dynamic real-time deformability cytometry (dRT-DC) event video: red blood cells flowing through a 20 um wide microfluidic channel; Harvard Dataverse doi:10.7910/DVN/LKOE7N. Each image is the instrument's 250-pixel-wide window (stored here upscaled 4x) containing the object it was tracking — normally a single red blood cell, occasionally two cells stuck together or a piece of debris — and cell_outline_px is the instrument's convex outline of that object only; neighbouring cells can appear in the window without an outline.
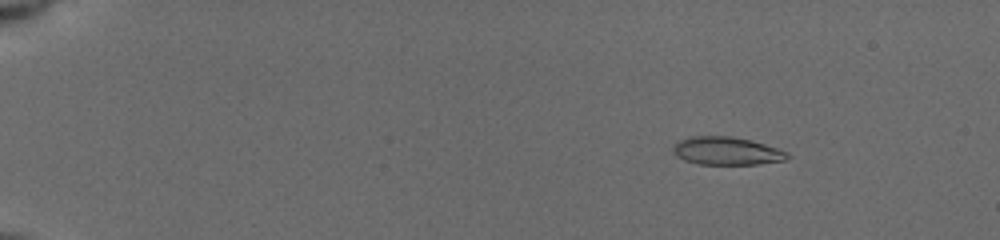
{"species": "common noctule bat (a hibernating species)", "species_latin": "Nyctalus noctula", "temperature_condition": "cold", "stored_images_in_passage": 50, "camera_frame_rate_fps": 3000, "um_per_image_px": 0.085, "animal": {"sex": "female", "body_mass_g": 19.5, "forearm_length_mm": 54.1}, "frame": {"image": 1, "passage_image": 4, "time_ms": 1.0, "image_size_px": [1000, 240], "cell_outline_px": [[792, 156], [784, 160], [756, 164], [700, 164], [684, 160], [676, 156], [672, 152], [672, 148], [680, 140], [688, 136], [732, 136], [752, 140], [788, 152]], "centroid_in_image_um": [61.75, 12.82], "position_along_channel_um": 23.2, "area_um2": 18.67}}
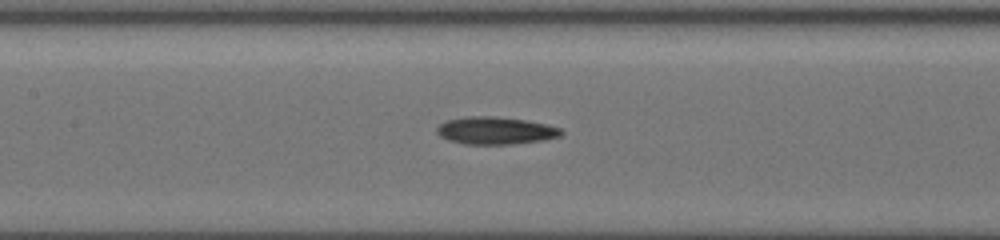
{"frame": {"image": 2, "passage_image": 24, "time_ms": 7.667, "image_size_px": [1000, 240], "cell_outline_px": [[564, 132], [560, 136], [544, 140], [516, 144], [464, 144], [448, 140], [440, 136], [436, 132], [436, 128], [440, 124], [448, 120], [472, 116], [492, 116], [524, 120], [544, 124], [560, 128]], "centroid_in_image_um": [42.11, 11.11], "position_along_channel_um": 165.3, "area_um2": 19.77}}
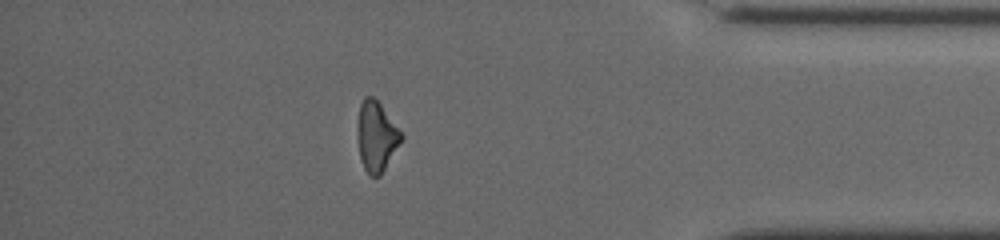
{"frame": {"image": 3, "passage_image": 44, "time_ms": 14.333, "image_size_px": [1000, 240], "cell_outline_px": [[404, 136], [380, 176], [368, 176], [360, 160], [356, 132], [356, 128], [360, 104], [364, 96], [372, 96], [380, 104]], "centroid_in_image_um": [31.95, 11.61], "position_along_channel_um": 403.2, "area_um2": 17.86}, "authors_computed_cell_mechanics": {"area_um2": 18.7272, "velocity_mm_per_s": 3.9602, "shape_relaxation_time_tau1_ms": 4.465, "shape_relaxation_time_tau2_ms": 8.227, "deformation_change_tau1": 0.1231, "deformation_change_tau2": 0.2159}}